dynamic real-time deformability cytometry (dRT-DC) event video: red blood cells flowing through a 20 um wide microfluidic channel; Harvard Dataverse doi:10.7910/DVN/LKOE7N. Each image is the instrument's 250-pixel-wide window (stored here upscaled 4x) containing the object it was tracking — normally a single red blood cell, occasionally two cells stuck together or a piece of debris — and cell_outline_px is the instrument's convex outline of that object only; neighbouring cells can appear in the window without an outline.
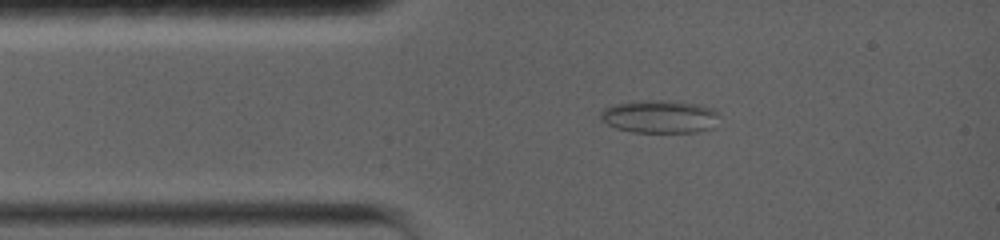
{"species": "common noctule bat (a hibernating species)", "species_latin": "Nyctalus noctula", "temperature_condition": "warm", "stored_images_in_passage": 39, "camera_frame_rate_fps": 5000, "um_per_image_px": 0.085, "animal": {"sex": "female", "body_mass_g": 19.0, "forearm_length_mm": 56.7}, "frame": {"image": 1, "passage_image": 6, "time_ms": 1.0, "image_size_px": [1000, 240], "cell_outline_px": [[720, 116], [716, 128], [696, 132], [632, 132], [616, 128], [608, 124], [600, 116], [600, 112], [604, 108], [616, 104], [644, 100], [664, 100], [696, 104], [712, 108]], "centroid_in_image_um": [56.13, 9.92], "position_along_channel_um": 28.9, "area_um2": 22.83}}
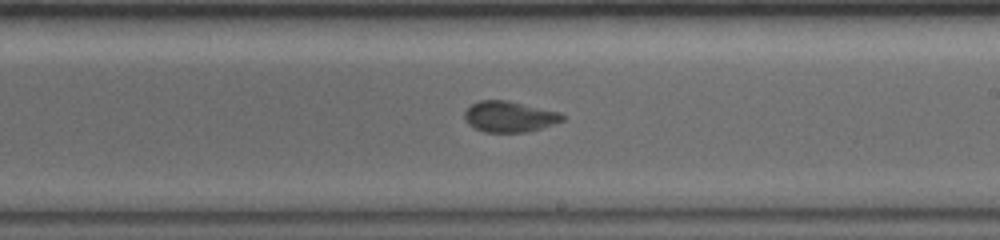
{"frame": {"image": 2, "passage_image": 25, "time_ms": 4.8, "image_size_px": [1000, 240], "cell_outline_px": [[564, 120], [540, 128], [524, 132], [484, 132], [468, 124], [464, 116], [464, 112], [472, 104], [480, 100], [504, 100], [560, 112], [564, 116]], "centroid_in_image_um": [43.27, 9.91], "position_along_channel_um": 245.7, "area_um2": 17.28}}
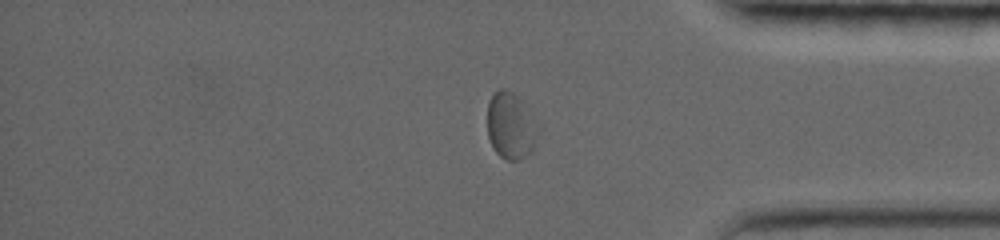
{"frame": {"image": 3, "passage_image": 39, "time_ms": 7.6, "image_size_px": [1000, 240], "cell_outline_px": [[516, 160], [508, 160], [496, 152], [488, 136], [488, 104], [492, 96], [500, 88], [508, 92], [512, 96]], "centroid_in_image_um": [42.67, 10.57], "position_along_channel_um": 392.5, "area_um2": 11.27}}